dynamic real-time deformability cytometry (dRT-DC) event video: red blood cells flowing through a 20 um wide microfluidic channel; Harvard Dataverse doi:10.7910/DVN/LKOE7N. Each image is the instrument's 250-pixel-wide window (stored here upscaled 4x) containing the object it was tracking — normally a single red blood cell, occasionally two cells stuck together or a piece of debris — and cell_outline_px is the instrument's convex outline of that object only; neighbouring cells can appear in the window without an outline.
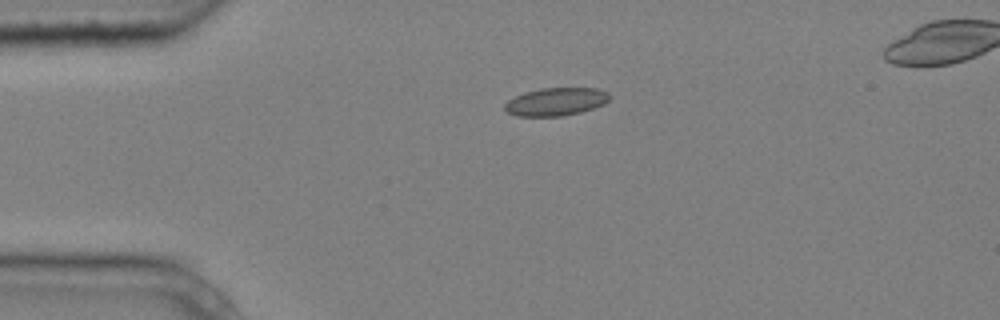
{"species": "common noctule bat (a hibernating species)", "species_latin": "Nyctalus noctula", "temperature_condition": "cold", "stored_images_in_passage": 2, "segment_of_instrument_passage": [1, 2], "camera_frame_rate_fps": 3000, "um_per_image_px": 0.085, "animal": {"sex": "male", "body_mass_g": 20.4}, "frame": {"image": 1, "passage_image": 1, "time_ms": 0.0, "image_size_px": [1000, 320], "cell_outline_px": [[612, 96], [604, 104], [580, 112], [560, 116], [516, 116], [508, 112], [504, 108], [504, 104], [508, 100], [524, 92], [540, 88], [596, 88], [608, 92]], "centroid_in_image_um": [47.25, 8.63], "position_along_channel_um": 37.7, "area_um2": 17.05}}